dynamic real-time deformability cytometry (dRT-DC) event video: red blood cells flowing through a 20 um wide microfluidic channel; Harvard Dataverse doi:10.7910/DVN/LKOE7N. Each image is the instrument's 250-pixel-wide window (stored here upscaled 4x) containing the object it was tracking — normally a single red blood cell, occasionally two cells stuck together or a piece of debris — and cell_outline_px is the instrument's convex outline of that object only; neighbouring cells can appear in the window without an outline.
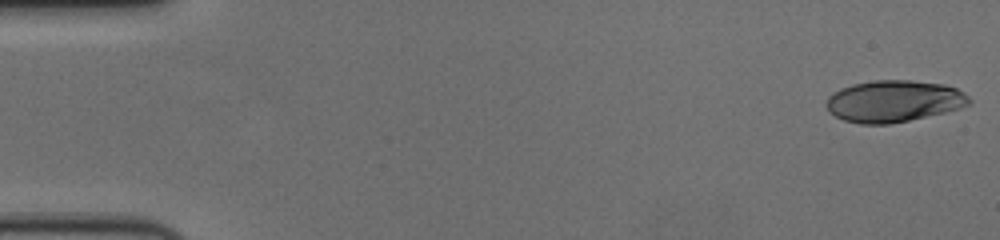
{"species": "human", "species_latin": "Homo sapiens", "temperature_condition": "cold", "stored_images_in_passage": 57, "camera_frame_rate_fps": 3000, "um_per_image_px": 0.085, "donor": {"sex": "female"}, "frame": {"image": 1, "passage_image": 1, "time_ms": 0.0, "image_size_px": [1000, 240], "cell_outline_px": [[972, 104], [960, 108], [944, 112], [908, 120], [888, 124], [860, 124], [844, 120], [828, 112], [824, 104], [828, 96], [832, 92], [840, 88], [852, 84], [872, 80], [912, 80], [944, 84], [956, 88], [964, 92], [972, 100]], "centroid_in_image_um": [75.95, 8.59], "position_along_channel_um": 9.1, "area_um2": 35.03}}
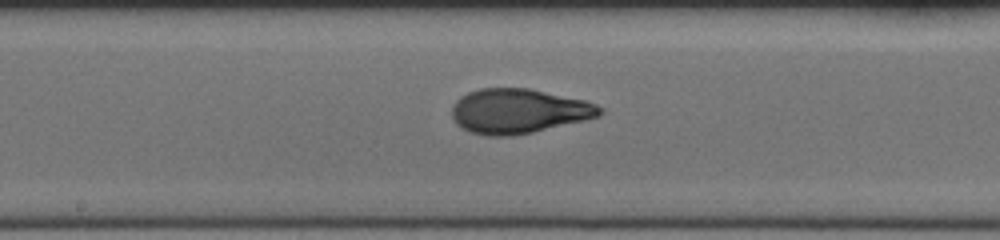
{"frame": {"image": 2, "passage_image": 30, "time_ms": 9.667, "image_size_px": [1000, 240], "cell_outline_px": [[604, 112], [600, 116], [584, 120], [532, 132], [512, 136], [488, 136], [472, 132], [460, 128], [456, 124], [452, 116], [452, 104], [460, 96], [468, 92], [480, 88], [528, 88], [584, 100], [596, 104], [604, 108]], "centroid_in_image_um": [44.06, 9.44], "position_along_channel_um": 204.1, "area_um2": 38.55}}
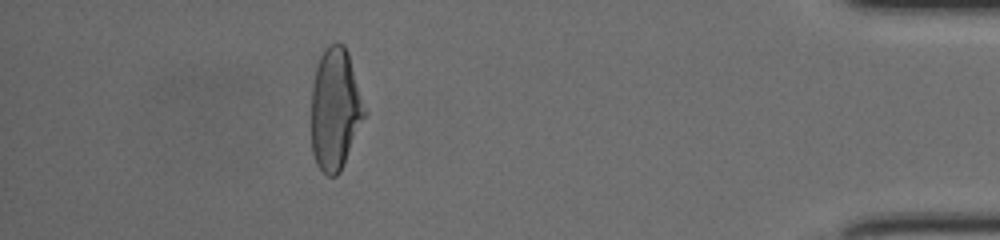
{"frame": {"image": 3, "passage_image": 51, "time_ms": 16.667, "image_size_px": [1000, 240], "cell_outline_px": [[368, 112], [340, 172], [336, 176], [328, 176], [316, 164], [312, 152], [312, 84], [316, 68], [320, 56], [324, 48], [332, 44], [344, 44], [348, 52]], "centroid_in_image_um": [28.51, 9.28], "position_along_channel_um": 406.7, "area_um2": 38.03}, "authors_computed_cell_mechanics": {"area_um2": 37.57, "velocity_mm_per_s": 3.6343, "shape_relaxation_time_tau1_ms": 5.3097, "shape_relaxation_time_tau2_ms": 1.0443, "deformation_change_tau1": 0.222, "deformation_change_tau2": 0.0671}}